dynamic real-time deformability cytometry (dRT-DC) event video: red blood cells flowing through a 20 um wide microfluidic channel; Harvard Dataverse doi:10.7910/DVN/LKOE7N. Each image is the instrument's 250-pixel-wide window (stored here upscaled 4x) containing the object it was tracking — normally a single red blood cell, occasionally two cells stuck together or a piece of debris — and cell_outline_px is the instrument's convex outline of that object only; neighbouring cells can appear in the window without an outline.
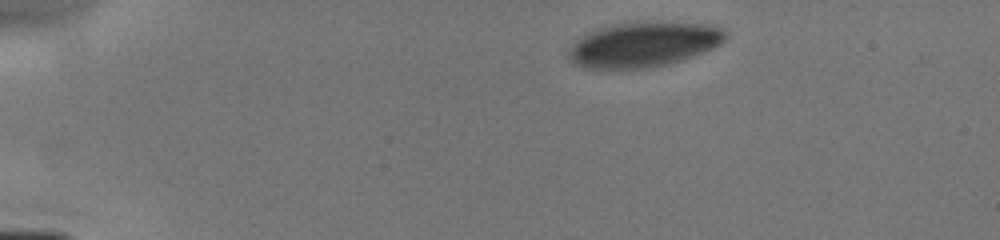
{"species": "human", "species_latin": "Homo sapiens", "temperature_condition": "cold", "stored_images_in_passage": 5, "camera_frame_rate_fps": 3000, "um_per_image_px": 0.085, "donor": {"sex": "male"}, "frame": {"image": 1, "passage_image": 1, "time_ms": 0.0, "image_size_px": [1000, 240], "cell_outline_px": [[728, 36], [720, 44], [704, 52], [668, 64], [652, 68], [584, 68], [576, 64], [568, 56], [568, 52], [572, 44], [576, 40], [588, 32], [596, 28], [612, 24], [636, 20], [660, 20], [704, 24], [724, 28], [728, 32]], "centroid_in_image_um": [54.73, 3.73], "position_along_channel_um": 30.3, "area_um2": 41.91}}
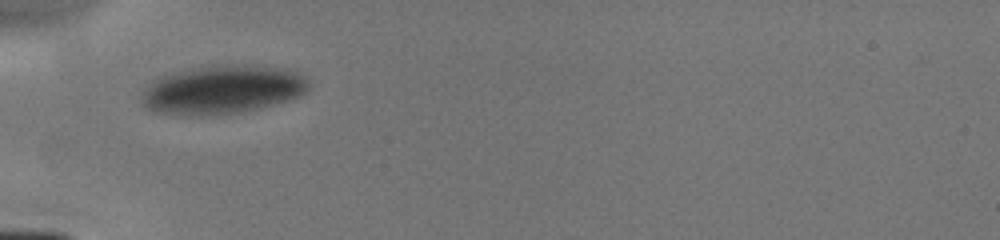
{"frame": {"image": 2, "passage_image": 4, "time_ms": 2.667, "image_size_px": [1000, 240], "cell_outline_px": [[312, 84], [300, 96], [288, 100], [260, 108], [240, 112], [216, 116], [184, 116], [152, 112], [144, 108], [144, 92], [148, 84], [152, 80], [160, 76], [176, 72], [216, 64], [252, 64], [280, 68], [296, 72], [308, 76]], "centroid_in_image_um": [18.94, 7.63], "position_along_channel_um": 66.1, "area_um2": 48.09}}